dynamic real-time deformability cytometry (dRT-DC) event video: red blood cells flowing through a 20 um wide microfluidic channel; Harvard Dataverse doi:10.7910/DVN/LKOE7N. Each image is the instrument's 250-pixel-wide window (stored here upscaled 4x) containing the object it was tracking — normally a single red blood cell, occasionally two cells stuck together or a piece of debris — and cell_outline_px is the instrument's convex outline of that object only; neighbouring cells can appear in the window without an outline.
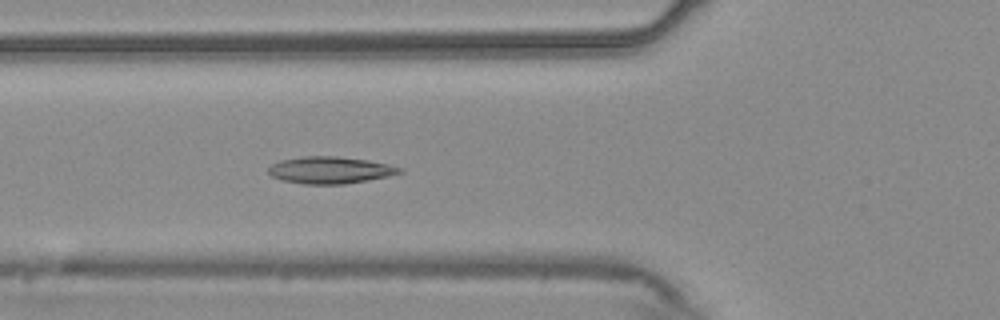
{"species": "common noctule bat (a hibernating species)", "species_latin": "Nyctalus noctula", "temperature_condition": "warm", "stored_images_in_passage": 43, "camera_frame_rate_fps": 3000, "um_per_image_px": 0.085, "animal": {"sex": "male", "body_mass_g": 20.4}, "frame": {"image": 1, "passage_image": 19, "time_ms": 6.0, "image_size_px": [1000, 320], "cell_outline_px": [[404, 172], [388, 176], [368, 180], [344, 184], [304, 184], [284, 180], [272, 176], [268, 172], [268, 168], [272, 164], [280, 160], [304, 156], [336, 156], [368, 160], [388, 164], [404, 168]], "centroid_in_image_um": [28.09, 14.45], "position_along_channel_um": 97.7, "area_um2": 20.58}}
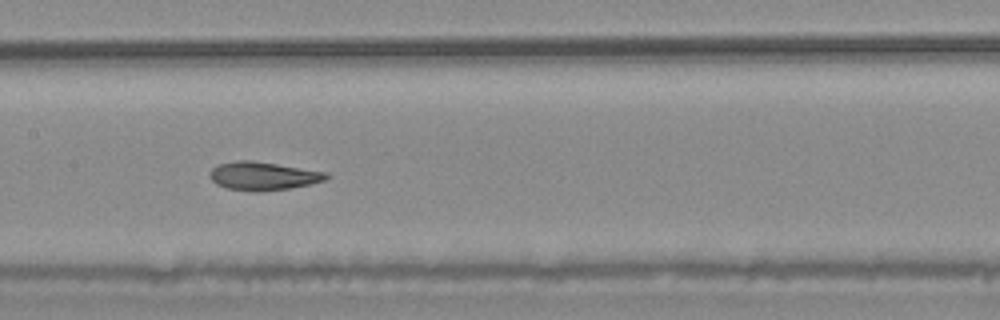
{"frame": {"image": 2, "passage_image": 26, "time_ms": 8.333, "image_size_px": [1000, 320], "cell_outline_px": [[332, 176], [328, 180], [292, 188], [256, 192], [252, 192], [228, 188], [216, 184], [208, 176], [208, 172], [216, 164], [236, 160], [252, 160], [328, 172]], "centroid_in_image_um": [22.38, 14.95], "position_along_channel_um": 185.0, "area_um2": 19.65}}
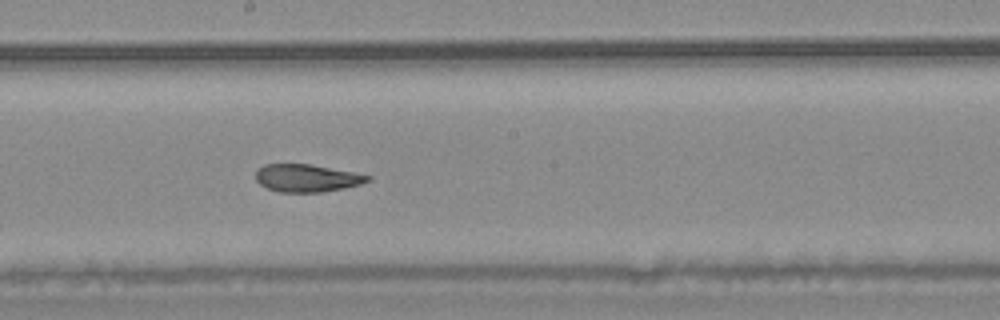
{"frame": {"image": 3, "passage_image": 29, "time_ms": 9.333, "image_size_px": [1000, 320], "cell_outline_px": [[372, 180], [360, 184], [344, 188], [320, 192], [280, 192], [268, 188], [260, 184], [256, 180], [256, 168], [264, 164], [308, 164], [352, 172], [372, 176]], "centroid_in_image_um": [26.06, 15.13], "position_along_channel_um": 222.1, "area_um2": 17.92}, "authors_computed_cell_mechanics": {"area_um2": 19.941, "velocity_mm_per_s": 3.7144, "shape_relaxation_time_tau1_ms": null, "shape_relaxation_time_tau2_ms": 2.9286, "deformation_change_tau1": null, "deformation_change_tau2": 0.0916}}